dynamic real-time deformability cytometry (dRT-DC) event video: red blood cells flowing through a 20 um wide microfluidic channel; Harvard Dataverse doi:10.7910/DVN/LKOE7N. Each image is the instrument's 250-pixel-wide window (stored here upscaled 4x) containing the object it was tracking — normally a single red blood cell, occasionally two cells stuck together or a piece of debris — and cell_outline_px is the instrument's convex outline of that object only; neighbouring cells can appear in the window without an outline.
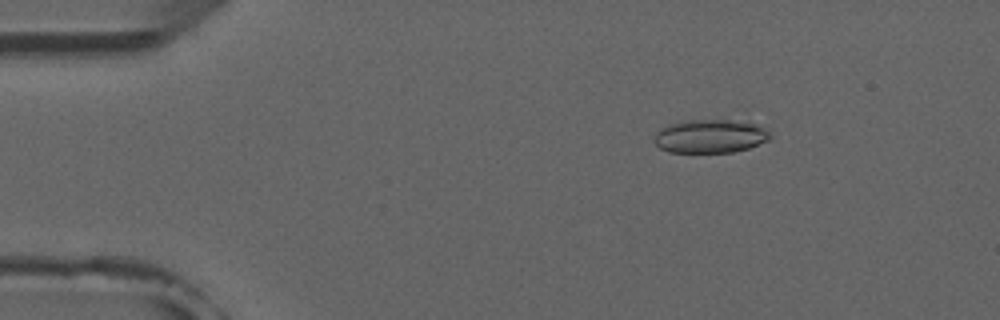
{"species": "common noctule bat (a hibernating species)", "species_latin": "Nyctalus noctula", "temperature_condition": "room temperature", "stored_images_in_passage": 3, "camera_frame_rate_fps": 3000, "um_per_image_px": 0.085, "animal": {"sex": "male", "forearm_length_mm": 52.5}, "frame": {"image": 1, "passage_image": 1, "time_ms": 0.0, "image_size_px": [1000, 320], "cell_outline_px": [[772, 136], [768, 140], [748, 148], [732, 152], [668, 152], [660, 148], [652, 140], [656, 132], [660, 128], [668, 124], [680, 120], [748, 120], [764, 128]], "centroid_in_image_um": [60.34, 11.56], "position_along_channel_um": 24.7, "area_um2": 22.95}}